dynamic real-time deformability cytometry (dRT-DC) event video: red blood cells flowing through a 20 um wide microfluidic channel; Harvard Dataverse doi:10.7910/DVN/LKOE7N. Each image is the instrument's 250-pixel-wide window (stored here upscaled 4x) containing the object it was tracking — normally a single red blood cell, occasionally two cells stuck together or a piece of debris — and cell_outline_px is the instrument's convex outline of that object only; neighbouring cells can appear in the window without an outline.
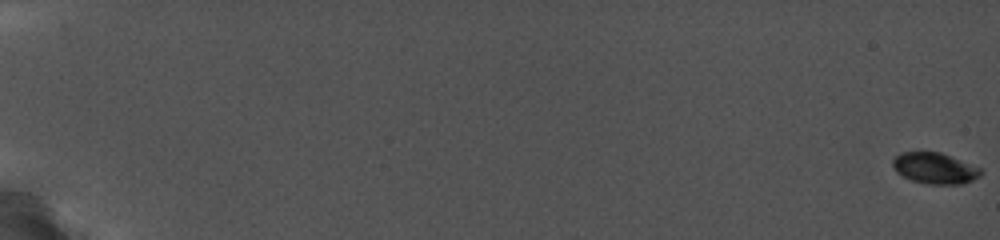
{"species": "common noctule bat (a hibernating species)", "species_latin": "Nyctalus noctula", "temperature_condition": "cold", "stored_images_in_passage": 80, "camera_frame_rate_fps": 5000, "um_per_image_px": 0.085, "animal": {"sex": "female", "body_mass_g": 19.0, "forearm_length_mm": 56.7}, "frame": {"image": 1, "passage_image": 1, "time_ms": 0.0, "image_size_px": [1000, 240], "cell_outline_px": [[980, 172], [976, 176], [960, 184], [936, 184], [912, 180], [904, 176], [892, 164], [892, 160], [900, 152], [940, 152], [980, 168]], "centroid_in_image_um": [79.41, 14.27], "position_along_channel_um": 5.6, "area_um2": 15.14}}
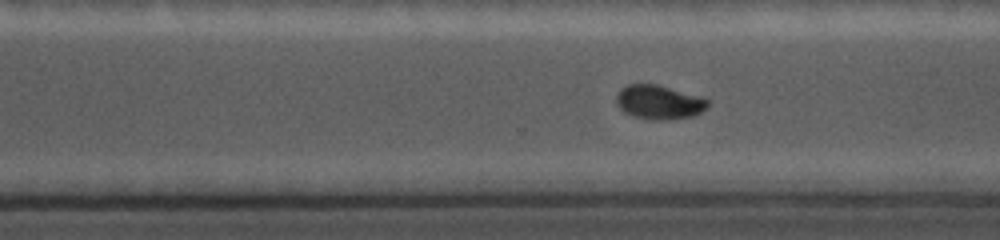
{"frame": {"image": 2, "passage_image": 65, "time_ms": 14.4, "image_size_px": [1000, 240], "cell_outline_px": [[708, 104], [700, 112], [692, 116], [668, 120], [656, 120], [632, 116], [624, 112], [616, 104], [616, 96], [628, 84], [656, 84], [708, 100]], "centroid_in_image_um": [55.96, 8.7], "position_along_channel_um": 314.6, "area_um2": 17.63}}
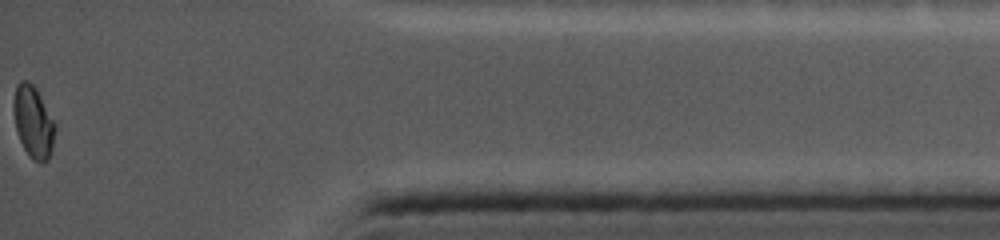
{"frame": {"image": 3, "passage_image": 80, "time_ms": 18.2, "image_size_px": [1000, 240], "cell_outline_px": [[56, 128], [52, 148], [48, 160], [40, 164], [32, 160], [24, 148], [20, 140], [16, 128], [16, 88], [24, 80], [32, 84], [56, 124]], "centroid_in_image_um": [2.89, 10.49], "position_along_channel_um": 432.3, "area_um2": 16.47}}